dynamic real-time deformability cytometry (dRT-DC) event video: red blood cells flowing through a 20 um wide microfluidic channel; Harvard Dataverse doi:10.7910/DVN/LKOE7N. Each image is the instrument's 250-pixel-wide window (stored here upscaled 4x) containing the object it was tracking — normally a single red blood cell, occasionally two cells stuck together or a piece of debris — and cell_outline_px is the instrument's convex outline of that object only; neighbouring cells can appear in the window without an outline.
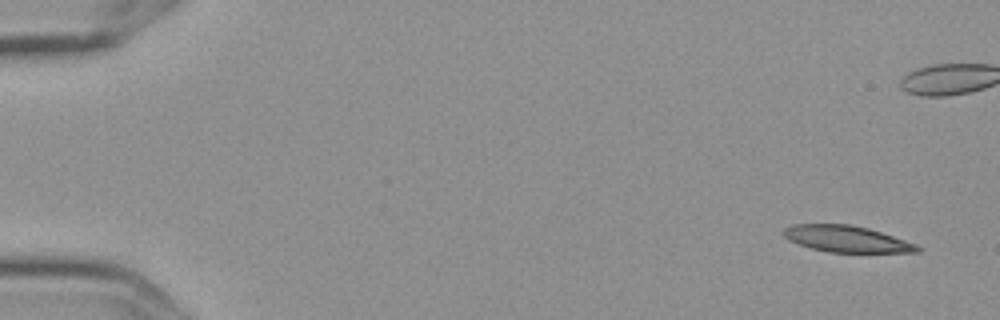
{"species": "Egyptian fruit bat (a non-hibernating species)", "species_latin": "Rousettus aegyptiacus", "temperature_condition": "cold", "stored_images_in_passage": 5, "camera_frame_rate_fps": 3000, "um_per_image_px": 0.085, "frame": {"image": 1, "passage_image": 1, "time_ms": 0.0, "image_size_px": [1000, 320], "cell_outline_px": [[924, 248], [920, 252], [828, 252], [812, 248], [788, 240], [780, 232], [784, 228], [792, 224], [848, 224], [868, 228], [916, 244]], "centroid_in_image_um": [71.94, 20.3], "position_along_channel_um": 13.1, "area_um2": 20.52}}